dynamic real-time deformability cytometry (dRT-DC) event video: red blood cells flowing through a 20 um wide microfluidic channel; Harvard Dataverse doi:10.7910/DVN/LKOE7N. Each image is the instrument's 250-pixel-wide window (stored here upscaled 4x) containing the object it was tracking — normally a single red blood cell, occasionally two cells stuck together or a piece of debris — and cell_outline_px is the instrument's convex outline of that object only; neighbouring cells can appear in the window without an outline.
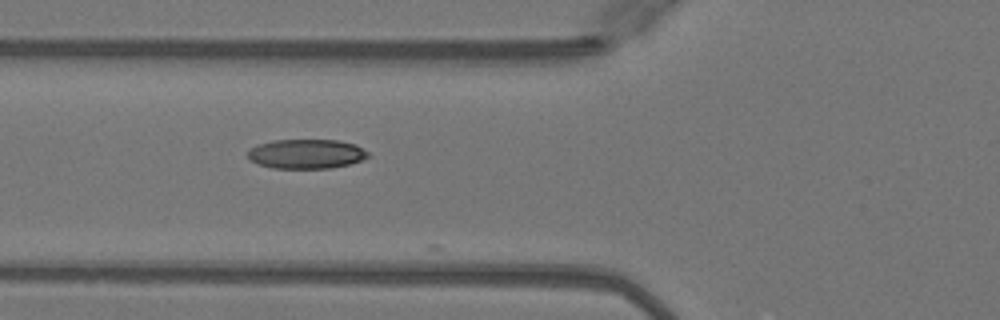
{"species": "Egyptian fruit bat (a non-hibernating species)", "species_latin": "Rousettus aegyptiacus", "temperature_condition": "warm", "stored_images_in_passage": 19, "camera_frame_rate_fps": 3000, "um_per_image_px": 0.085, "animal": {"sex": "female"}, "frame": {"image": 1, "passage_image": 9, "time_ms": 2.667, "image_size_px": [1000, 320], "cell_outline_px": [[372, 156], [348, 164], [328, 168], [272, 168], [248, 160], [248, 152], [256, 144], [276, 140], [336, 140], [356, 144], [368, 152]], "centroid_in_image_um": [26.04, 13.08], "position_along_channel_um": 99.8, "area_um2": 20.58}}
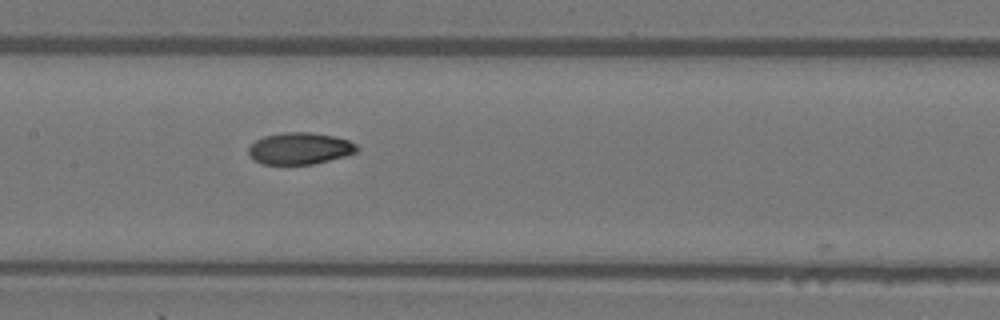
{"frame": {"image": 2, "passage_image": 15, "time_ms": 4.667, "image_size_px": [1000, 320], "cell_outline_px": [[360, 148], [356, 152], [344, 156], [312, 164], [260, 164], [248, 152], [248, 148], [256, 140], [264, 136], [284, 132], [312, 132], [336, 136], [348, 140], [356, 144]], "centroid_in_image_um": [25.5, 12.6], "position_along_channel_um": 181.9, "area_um2": 20.0}}
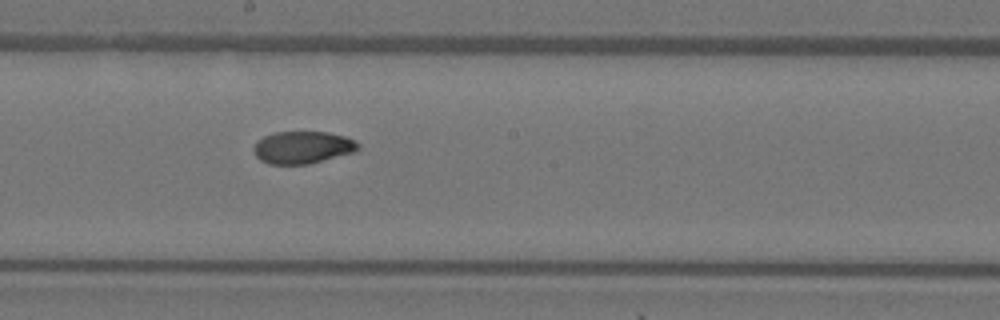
{"frame": {"image": 3, "passage_image": 18, "time_ms": 5.667, "image_size_px": [1000, 320], "cell_outline_px": [[360, 148], [352, 152], [308, 164], [268, 164], [260, 160], [256, 156], [252, 148], [264, 136], [276, 132], [328, 132], [344, 136], [360, 144]], "centroid_in_image_um": [25.7, 12.53], "position_along_channel_um": 222.5, "area_um2": 19.42}}